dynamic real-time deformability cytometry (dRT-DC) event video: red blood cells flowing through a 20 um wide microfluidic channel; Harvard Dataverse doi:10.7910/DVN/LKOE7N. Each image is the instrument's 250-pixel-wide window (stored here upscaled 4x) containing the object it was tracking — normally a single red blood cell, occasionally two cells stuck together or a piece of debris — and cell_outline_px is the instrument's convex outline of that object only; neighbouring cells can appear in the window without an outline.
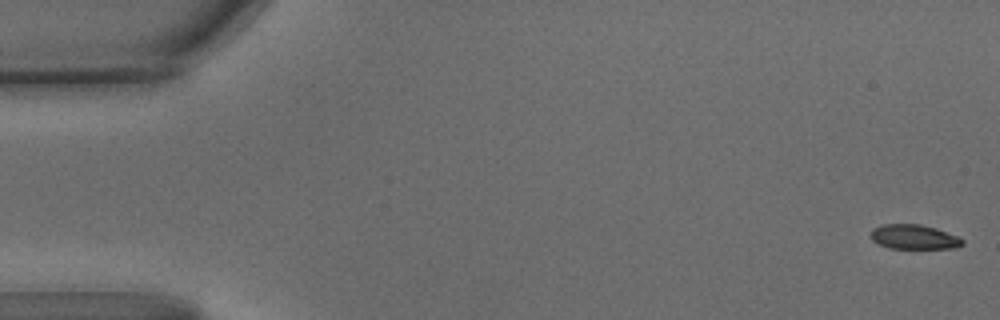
{"species": "common noctule bat (a hibernating species)", "species_latin": "Nyctalus noctula", "temperature_condition": "warm", "stored_images_in_passage": 59, "camera_frame_rate_fps": 3000, "um_per_image_px": 0.085, "animal": {"sex": "male", "body_mass_g": 15.6}, "frame": {"image": 1, "passage_image": 1, "time_ms": 0.0, "image_size_px": [1000, 320], "cell_outline_px": [[964, 244], [956, 248], [888, 248], [872, 240], [872, 228], [880, 224], [920, 224], [936, 228], [960, 236], [964, 240]], "centroid_in_image_um": [77.73, 20.13], "position_along_channel_um": 7.3, "area_um2": 13.24}}
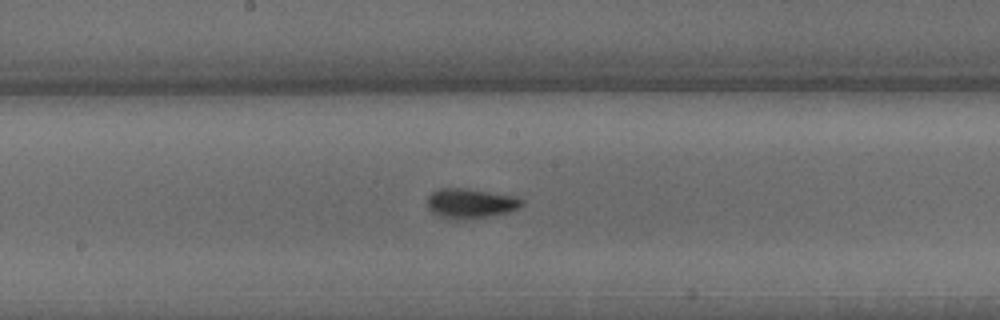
{"frame": {"image": 2, "passage_image": 31, "time_ms": 10.0, "image_size_px": [1000, 320], "cell_outline_px": [[524, 204], [520, 208], [508, 212], [488, 216], [460, 220], [448, 220], [432, 212], [428, 208], [428, 196], [432, 192], [440, 188], [464, 188], [516, 196], [524, 200]], "centroid_in_image_um": [40.0, 17.29], "position_along_channel_um": 208.2, "area_um2": 16.53}}
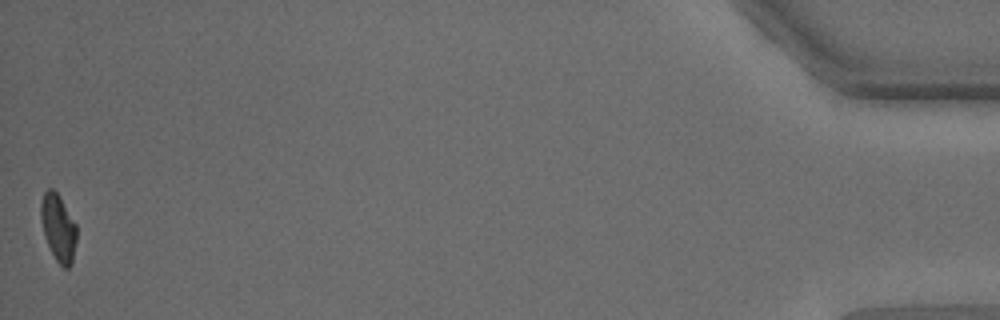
{"frame": {"image": 3, "passage_image": 59, "time_ms": 19.333, "image_size_px": [1000, 320], "cell_outline_px": [[76, 240], [72, 264], [68, 268], [64, 268], [56, 260], [44, 236], [40, 220], [40, 204], [44, 192], [48, 188], [52, 188], [56, 192], [76, 224]], "centroid_in_image_um": [4.94, 19.36], "position_along_channel_um": 430.3, "area_um2": 13.87}, "authors_computed_cell_mechanics": {"area_um2": 14.739, "velocity_mm_per_s": 3.4186, "shape_relaxation_time_tau1_ms": 2.882, "shape_relaxation_time_tau2_ms": 2.575, "deformation_change_tau1": 0.158, "deformation_change_tau2": 0.0524}}